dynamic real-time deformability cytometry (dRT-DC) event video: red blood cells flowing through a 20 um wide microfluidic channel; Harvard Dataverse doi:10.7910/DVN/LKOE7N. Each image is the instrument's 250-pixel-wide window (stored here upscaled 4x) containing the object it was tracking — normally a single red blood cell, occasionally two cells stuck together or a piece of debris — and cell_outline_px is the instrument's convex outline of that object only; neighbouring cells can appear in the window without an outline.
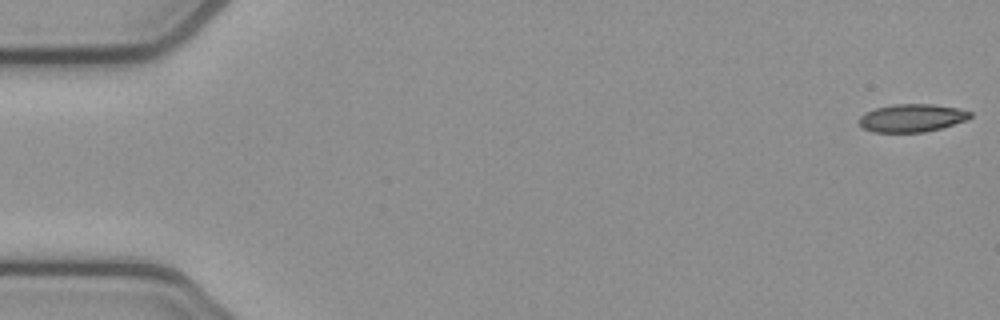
{"species": "common noctule bat (a hibernating species)", "species_latin": "Nyctalus noctula", "temperature_condition": "cold", "stored_images_in_passage": 6, "camera_frame_rate_fps": 3000, "um_per_image_px": 0.085, "animal": {"sex": "female", "body_mass_g": 21.9}, "frame": {"image": 1, "passage_image": 1, "time_ms": 0.0, "image_size_px": [1000, 320], "cell_outline_px": [[972, 116], [968, 120], [940, 128], [924, 132], [872, 132], [864, 128], [856, 120], [864, 112], [876, 108], [896, 104], [932, 104], [960, 108], [972, 112]], "centroid_in_image_um": [77.52, 10.02], "position_along_channel_um": 7.5, "area_um2": 18.21}}
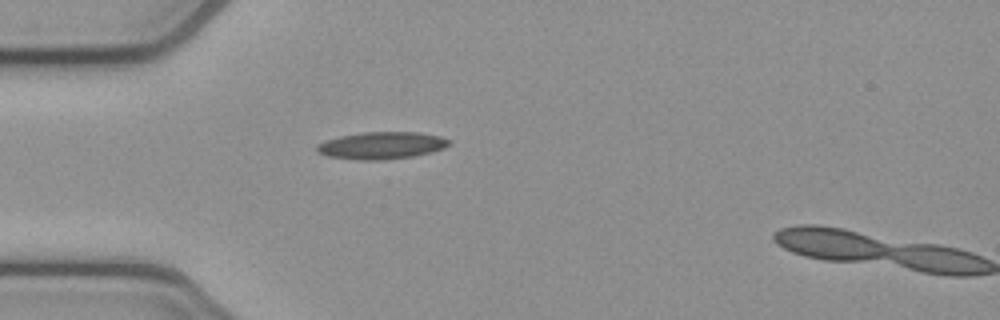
{"frame": {"image": 2, "passage_image": 5, "time_ms": 1.333, "image_size_px": [1000, 320], "cell_outline_px": [[452, 144], [444, 148], [432, 152], [412, 156], [384, 160], [360, 160], [328, 156], [316, 152], [316, 144], [340, 136], [364, 132], [416, 132], [440, 136], [452, 140]], "centroid_in_image_um": [32.46, 12.36], "position_along_channel_um": 52.5, "area_um2": 20.98}}